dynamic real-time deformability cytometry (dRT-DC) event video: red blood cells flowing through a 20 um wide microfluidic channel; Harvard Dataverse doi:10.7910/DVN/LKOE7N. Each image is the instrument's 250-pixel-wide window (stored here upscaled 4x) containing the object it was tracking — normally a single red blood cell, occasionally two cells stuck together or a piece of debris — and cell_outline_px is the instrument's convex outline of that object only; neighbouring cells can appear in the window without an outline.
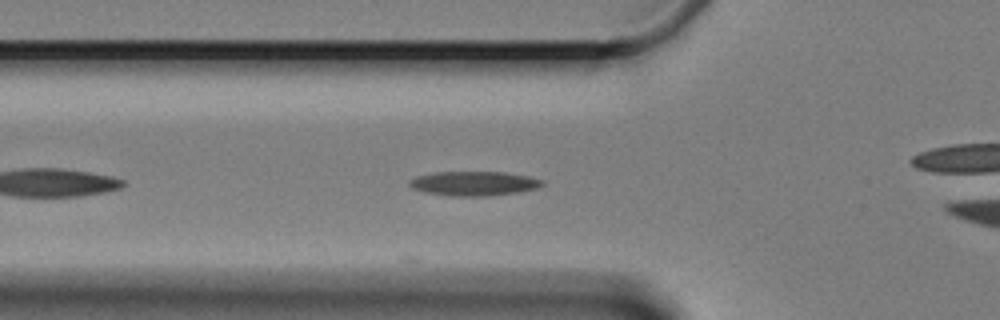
{"species": "Egyptian fruit bat (a non-hibernating species)", "species_latin": "Rousettus aegyptiacus", "temperature_condition": "cold", "stored_images_in_passage": 9, "camera_frame_rate_fps": 3000, "um_per_image_px": 0.085, "animal": {"sex": "female"}, "frame": {"image": 1, "passage_image": 3, "time_ms": 2.333, "image_size_px": [1000, 320], "cell_outline_px": [[544, 184], [540, 188], [520, 192], [492, 196], [452, 196], [424, 192], [412, 188], [408, 184], [408, 180], [416, 176], [436, 172], [504, 172], [528, 176], [544, 180]], "centroid_in_image_um": [40.31, 15.6], "position_along_channel_um": 85.5, "area_um2": 19.13}}
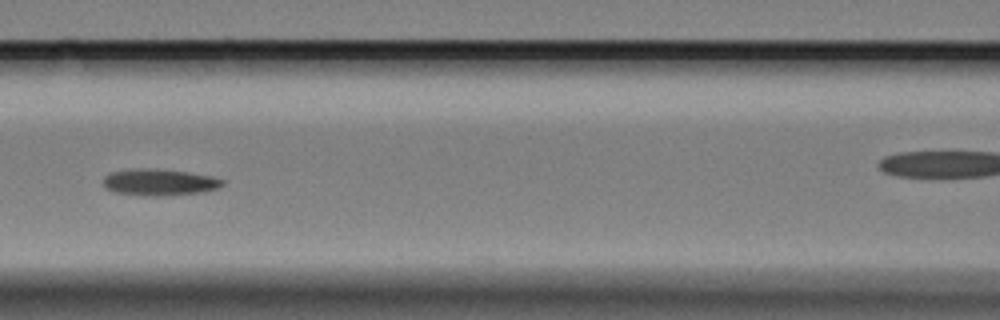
{"frame": {"image": 2, "passage_image": 5, "time_ms": 4.333, "image_size_px": [1000, 320], "cell_outline_px": [[224, 184], [216, 188], [200, 192], [164, 196], [148, 196], [112, 192], [104, 188], [104, 176], [112, 172], [132, 168], [156, 168], [188, 172], [212, 176], [224, 180]], "centroid_in_image_um": [13.5, 15.48], "position_along_channel_um": 153.1, "area_um2": 18.61}}
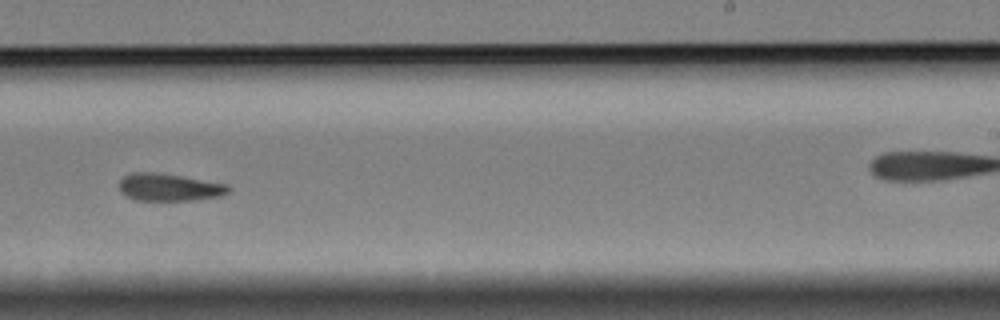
{"frame": {"image": 3, "passage_image": 8, "time_ms": 8.0, "image_size_px": [1000, 320], "cell_outline_px": [[232, 188], [228, 192], [220, 196], [192, 200], [136, 200], [120, 192], [120, 180], [124, 176], [132, 172], [152, 172], [180, 176], [228, 184]], "centroid_in_image_um": [14.39, 15.92], "position_along_channel_um": 274.6, "area_um2": 17.28}}